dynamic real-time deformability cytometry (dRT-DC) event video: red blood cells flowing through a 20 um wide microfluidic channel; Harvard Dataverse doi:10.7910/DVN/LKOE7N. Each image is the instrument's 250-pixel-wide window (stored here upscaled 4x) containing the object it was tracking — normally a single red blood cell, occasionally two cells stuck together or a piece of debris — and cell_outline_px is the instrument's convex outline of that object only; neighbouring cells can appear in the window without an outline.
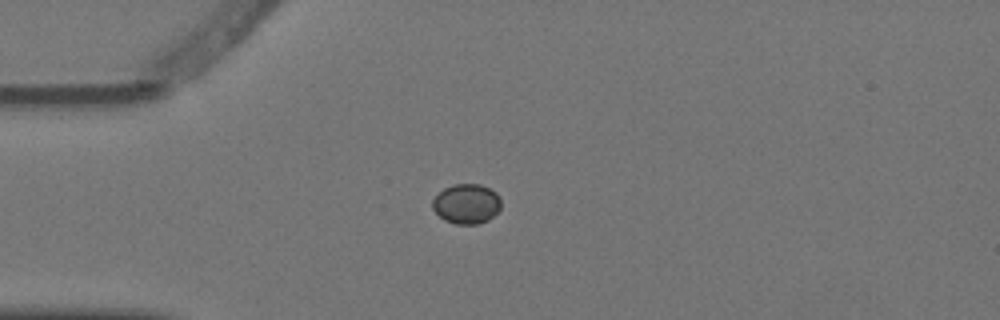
{"species": "Egyptian fruit bat (a non-hibernating species)", "species_latin": "Rousettus aegyptiacus", "temperature_condition": "warm", "stored_images_in_passage": 4, "camera_frame_rate_fps": 3000, "um_per_image_px": 0.085, "animal": {"sex": "female"}, "frame": {"image": 1, "passage_image": 4, "time_ms": 1.0, "image_size_px": [1000, 320], "cell_outline_px": [[500, 208], [488, 220], [476, 224], [456, 224], [444, 220], [432, 208], [432, 200], [444, 188], [452, 184], [480, 184], [496, 192], [500, 196]], "centroid_in_image_um": [39.65, 17.32], "position_along_channel_um": 45.4, "area_um2": 15.84}}